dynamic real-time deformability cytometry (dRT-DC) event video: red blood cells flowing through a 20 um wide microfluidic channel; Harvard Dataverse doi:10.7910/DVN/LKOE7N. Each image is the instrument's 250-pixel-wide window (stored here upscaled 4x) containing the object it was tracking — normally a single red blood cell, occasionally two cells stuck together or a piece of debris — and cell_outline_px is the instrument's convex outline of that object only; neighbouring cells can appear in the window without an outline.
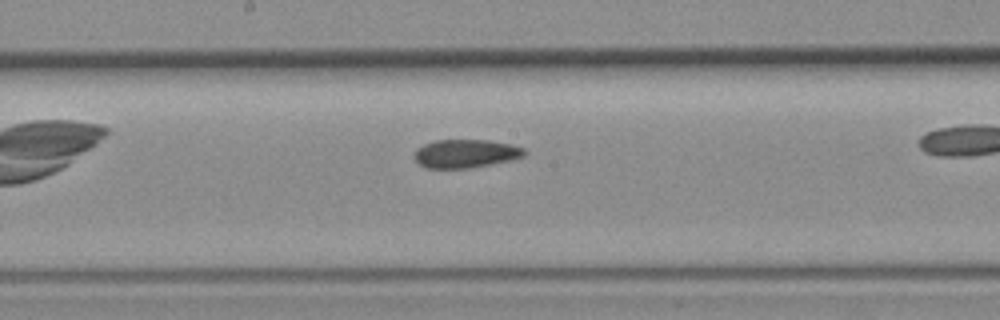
{"species": "common noctule bat (a hibernating species)", "species_latin": "Nyctalus noctula", "temperature_condition": "room temperature", "stored_images_in_passage": 13, "camera_frame_rate_fps": 3000, "um_per_image_px": 0.085, "animal": {"sex": "female", "body_mass_g": 19.3, "forearm_length_mm": 54.1}, "frame": {"image": 1, "passage_image": 11, "time_ms": 3.333, "image_size_px": [1000, 320], "cell_outline_px": [[528, 152], [524, 156], [492, 164], [468, 168], [428, 168], [420, 164], [412, 156], [416, 148], [424, 144], [436, 140], [488, 140], [508, 144], [524, 148]], "centroid_in_image_um": [39.55, 13.05], "position_along_channel_um": 208.7, "area_um2": 18.15}}